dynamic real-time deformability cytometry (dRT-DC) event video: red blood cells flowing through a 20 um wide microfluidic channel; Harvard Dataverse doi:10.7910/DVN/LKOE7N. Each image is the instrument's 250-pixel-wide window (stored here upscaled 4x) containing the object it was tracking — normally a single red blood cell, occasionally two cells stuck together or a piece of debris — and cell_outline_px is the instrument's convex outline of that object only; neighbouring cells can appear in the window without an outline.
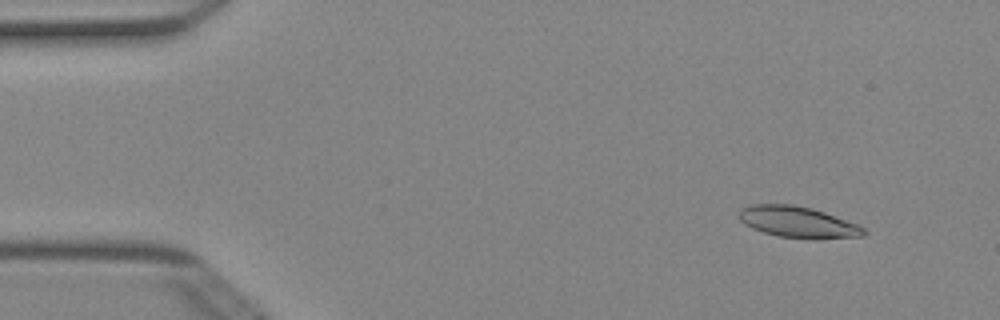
{"species": "Egyptian fruit bat (a non-hibernating species)", "species_latin": "Rousettus aegyptiacus", "temperature_condition": "cold", "stored_images_in_passage": 49, "camera_frame_rate_fps": 3000, "um_per_image_px": 0.085, "animal": {"sex": "female"}, "frame": {"image": 1, "passage_image": 5, "time_ms": 1.333, "image_size_px": [1000, 320], "cell_outline_px": [[868, 232], [864, 236], [776, 236], [752, 228], [744, 224], [740, 220], [740, 208], [748, 204], [792, 204], [812, 208], [824, 212], [856, 224], [864, 228]], "centroid_in_image_um": [67.72, 18.81], "position_along_channel_um": 17.3, "area_um2": 21.68}}
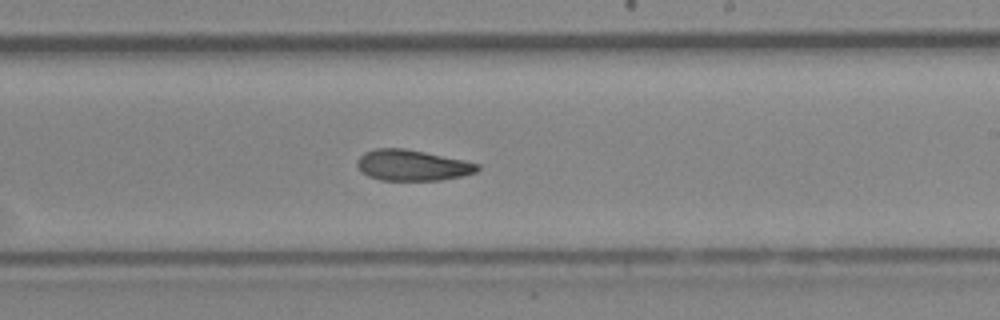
{"frame": {"image": 2, "passage_image": 30, "time_ms": 9.667, "image_size_px": [1000, 320], "cell_outline_px": [[480, 168], [476, 172], [460, 176], [440, 180], [380, 180], [368, 176], [356, 164], [356, 160], [364, 152], [376, 148], [404, 148], [464, 160], [480, 164]], "centroid_in_image_um": [35.04, 14.04], "position_along_channel_um": 254.0, "area_um2": 21.5}}
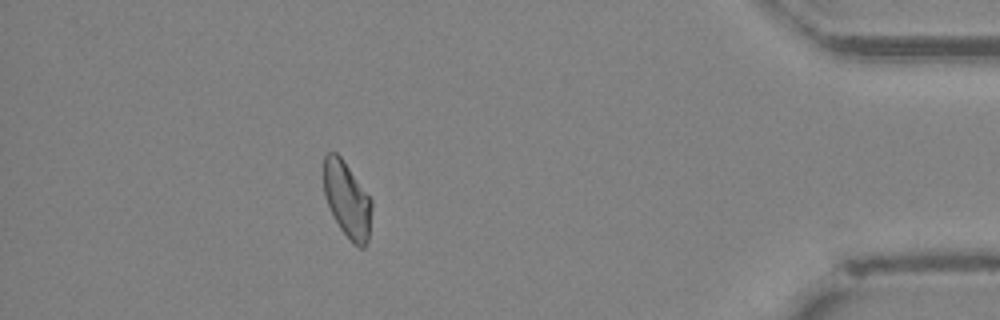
{"frame": {"image": 3, "passage_image": 45, "time_ms": 14.667, "image_size_px": [1000, 320], "cell_outline_px": [[372, 208], [368, 240], [364, 248], [360, 248], [352, 244], [340, 228], [328, 204], [324, 192], [324, 156], [328, 152], [336, 152], [340, 156], [372, 200]], "centroid_in_image_um": [29.52, 17.0], "position_along_channel_um": 405.7, "area_um2": 20.98}, "authors_computed_cell_mechanics": {"area_um2": 22.0796, "velocity_mm_per_s": 4.0151, "shape_relaxation_time_tau1_ms": 9.954, "shape_relaxation_time_tau2_ms": 6.7121, "deformation_change_tau1": 0.2035, "deformation_change_tau2": 0.1459}}